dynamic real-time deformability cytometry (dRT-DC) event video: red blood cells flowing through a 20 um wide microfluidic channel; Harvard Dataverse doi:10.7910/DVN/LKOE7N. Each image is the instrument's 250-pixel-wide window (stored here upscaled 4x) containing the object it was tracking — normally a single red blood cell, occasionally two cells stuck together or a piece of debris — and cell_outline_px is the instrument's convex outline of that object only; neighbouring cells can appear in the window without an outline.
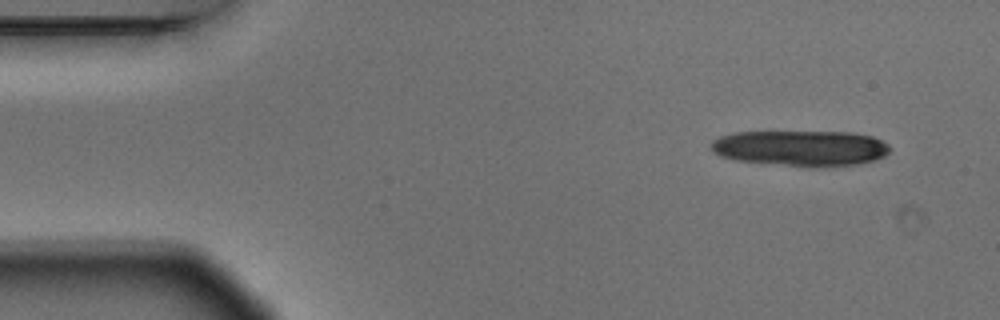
{"species": "Egyptian fruit bat (a non-hibernating species)", "species_latin": "Rousettus aegyptiacus", "temperature_condition": "warm", "stored_images_in_passage": 4, "camera_frame_rate_fps": 3000, "um_per_image_px": 0.085, "animal": {"sex": "male"}, "frame": {"image": 1, "passage_image": 1, "time_ms": 0.0, "image_size_px": [1000, 320], "cell_outline_px": [[892, 148], [884, 156], [872, 160], [856, 164], [816, 168], [736, 160], [720, 156], [712, 152], [708, 144], [712, 140], [720, 136], [732, 132], [852, 132], [872, 136], [888, 144]], "centroid_in_image_um": [68.02, 12.59], "position_along_channel_um": 17.0, "area_um2": 37.51}}